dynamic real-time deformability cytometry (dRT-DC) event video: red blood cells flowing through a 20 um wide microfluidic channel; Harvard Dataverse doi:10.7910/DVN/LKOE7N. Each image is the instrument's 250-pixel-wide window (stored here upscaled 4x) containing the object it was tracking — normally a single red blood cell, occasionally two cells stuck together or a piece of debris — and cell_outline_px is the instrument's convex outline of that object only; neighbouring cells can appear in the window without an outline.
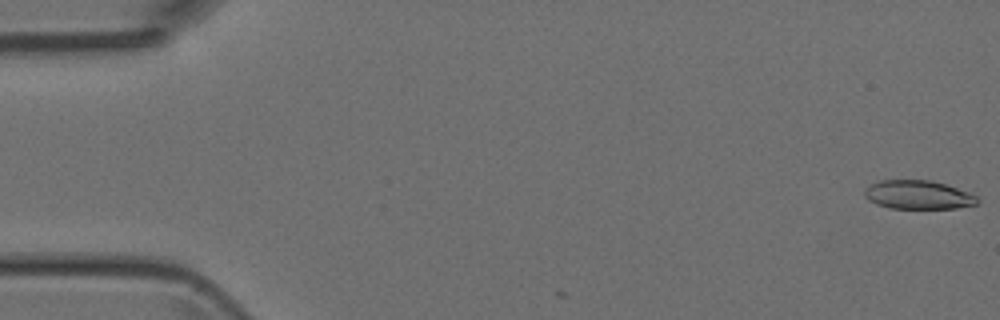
{"species": "Egyptian fruit bat (a non-hibernating species)", "species_latin": "Rousettus aegyptiacus", "temperature_condition": "room temperature", "stored_images_in_passage": 13, "camera_frame_rate_fps": 3000, "um_per_image_px": 0.085, "animal": {"sex": "female"}, "frame": {"image": 1, "passage_image": 1, "time_ms": 0.0, "image_size_px": [1000, 320], "cell_outline_px": [[980, 200], [976, 204], [956, 208], [888, 208], [876, 204], [868, 200], [864, 196], [864, 188], [880, 180], [932, 180], [968, 192], [976, 196]], "centroid_in_image_um": [78.0, 16.56], "position_along_channel_um": 7.0, "area_um2": 18.84}}